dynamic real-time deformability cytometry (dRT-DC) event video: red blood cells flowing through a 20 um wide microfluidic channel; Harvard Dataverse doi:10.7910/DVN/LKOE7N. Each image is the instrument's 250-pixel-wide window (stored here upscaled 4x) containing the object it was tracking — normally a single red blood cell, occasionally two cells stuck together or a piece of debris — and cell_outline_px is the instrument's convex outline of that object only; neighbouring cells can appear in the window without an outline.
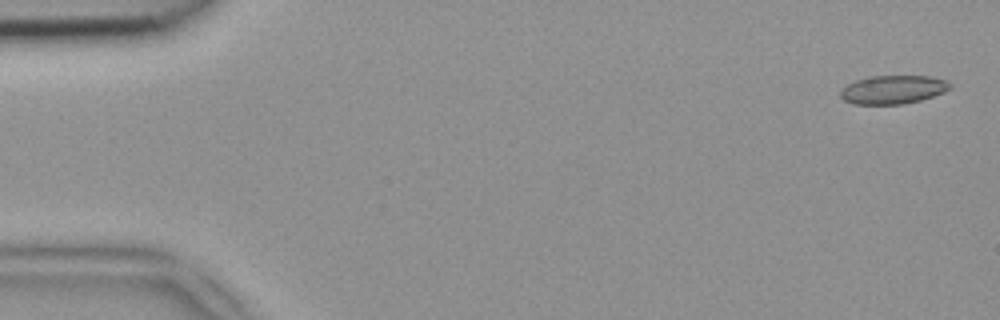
{"species": "common noctule bat (a hibernating species)", "species_latin": "Nyctalus noctula", "temperature_condition": "room temperature", "stored_images_in_passage": 46, "camera_frame_rate_fps": 3000, "um_per_image_px": 0.085, "animal": {"sex": "female", "body_mass_g": 18.4}, "frame": {"image": 1, "passage_image": 2, "time_ms": 0.333, "image_size_px": [1000, 320], "cell_outline_px": [[952, 88], [944, 92], [920, 100], [900, 104], [852, 104], [844, 100], [840, 96], [840, 88], [856, 80], [868, 76], [928, 76], [948, 80], [952, 84]], "centroid_in_image_um": [75.9, 7.61], "position_along_channel_um": 9.1, "area_um2": 18.32}}
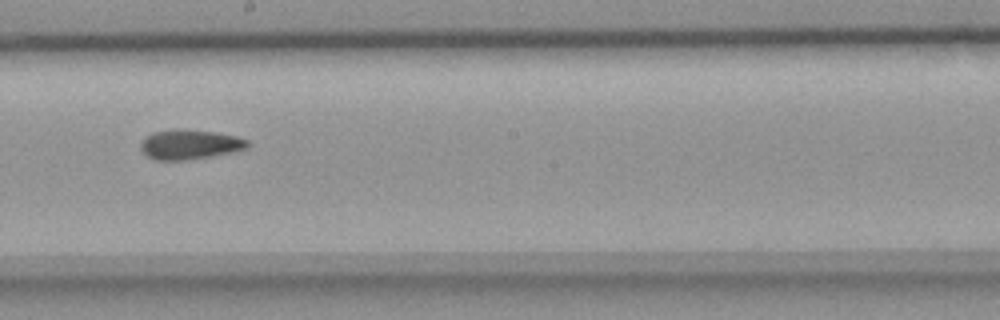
{"frame": {"image": 2, "passage_image": 28, "time_ms": 9.0, "image_size_px": [1000, 320], "cell_outline_px": [[252, 144], [248, 148], [212, 156], [184, 160], [152, 160], [140, 148], [140, 144], [144, 136], [156, 132], [176, 128], [180, 128], [216, 132], [236, 136], [248, 140]], "centroid_in_image_um": [16.14, 12.27], "position_along_channel_um": 232.1, "area_um2": 18.67}}
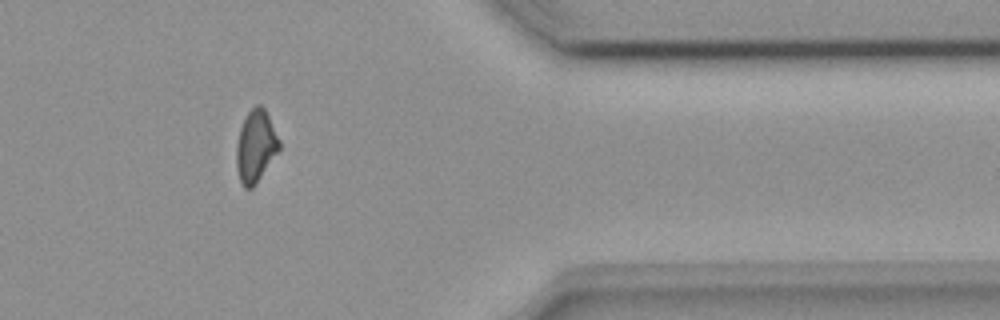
{"frame": {"image": 3, "passage_image": 41, "time_ms": 13.333, "image_size_px": [1000, 320], "cell_outline_px": [[280, 148], [256, 184], [252, 188], [244, 188], [240, 180], [236, 168], [236, 144], [240, 128], [244, 116], [256, 104], [260, 104], [264, 108], [280, 140]], "centroid_in_image_um": [21.71, 12.42], "position_along_channel_um": 389.7, "area_um2": 17.98}}